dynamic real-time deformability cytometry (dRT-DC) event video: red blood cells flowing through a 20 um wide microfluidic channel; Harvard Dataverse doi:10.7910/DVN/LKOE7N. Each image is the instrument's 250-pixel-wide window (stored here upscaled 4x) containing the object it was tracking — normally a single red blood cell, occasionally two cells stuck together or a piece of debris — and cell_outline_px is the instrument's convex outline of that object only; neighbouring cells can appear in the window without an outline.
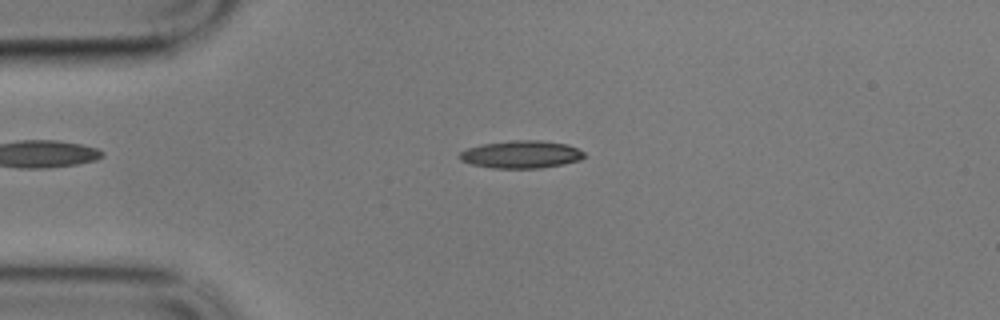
{"species": "common noctule bat (a hibernating species)", "species_latin": "Nyctalus noctula", "temperature_condition": "cold", "stored_images_in_passage": 57, "camera_frame_rate_fps": 3000, "um_per_image_px": 0.085, "animal": {"sex": "male", "body_mass_g": 17.9}, "frame": {"image": 1, "passage_image": 13, "time_ms": 4.0, "image_size_px": [1000, 320], "cell_outline_px": [[588, 156], [580, 160], [564, 164], [540, 168], [492, 168], [472, 164], [460, 160], [456, 156], [460, 152], [468, 148], [484, 144], [512, 140], [540, 140], [568, 144], [584, 152]], "centroid_in_image_um": [44.32, 13.13], "position_along_channel_um": 40.7, "area_um2": 20.17}}
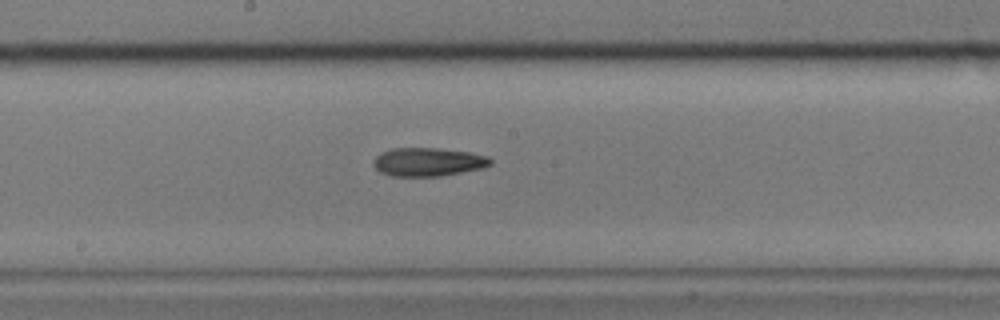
{"frame": {"image": 2, "passage_image": 30, "time_ms": 9.667, "image_size_px": [1000, 320], "cell_outline_px": [[492, 164], [484, 168], [440, 176], [392, 176], [380, 172], [372, 164], [372, 160], [380, 152], [392, 148], [436, 148], [468, 152], [488, 156], [492, 160]], "centroid_in_image_um": [36.37, 13.76], "position_along_channel_um": 211.8, "area_um2": 19.54}}
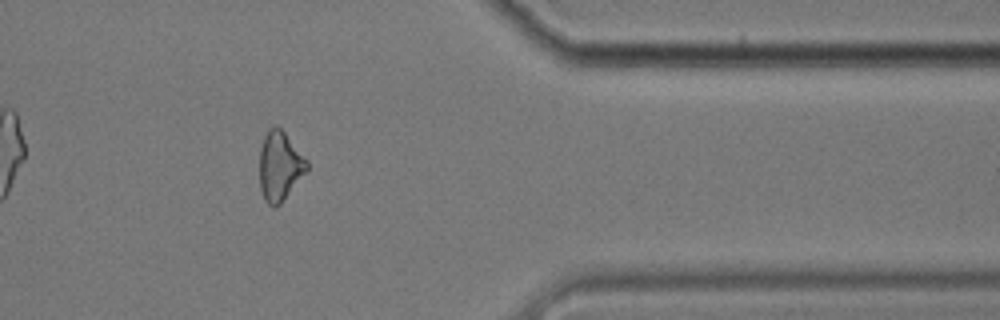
{"frame": {"image": 3, "passage_image": 47, "time_ms": 15.333, "image_size_px": [1000, 320], "cell_outline_px": [[308, 168], [280, 204], [276, 208], [272, 208], [264, 200], [260, 188], [260, 148], [264, 136], [268, 128], [276, 124], [284, 132], [308, 160]], "centroid_in_image_um": [23.76, 14.11], "position_along_channel_um": 387.6, "area_um2": 19.07}, "authors_computed_cell_mechanics": {"area_um2": 19.2474, "velocity_mm_per_s": 3.4307, "shape_relaxation_time_tau1_ms": null, "shape_relaxation_time_tau2_ms": 8.3219, "deformation_change_tau1": null, "deformation_change_tau2": 0.1979}}